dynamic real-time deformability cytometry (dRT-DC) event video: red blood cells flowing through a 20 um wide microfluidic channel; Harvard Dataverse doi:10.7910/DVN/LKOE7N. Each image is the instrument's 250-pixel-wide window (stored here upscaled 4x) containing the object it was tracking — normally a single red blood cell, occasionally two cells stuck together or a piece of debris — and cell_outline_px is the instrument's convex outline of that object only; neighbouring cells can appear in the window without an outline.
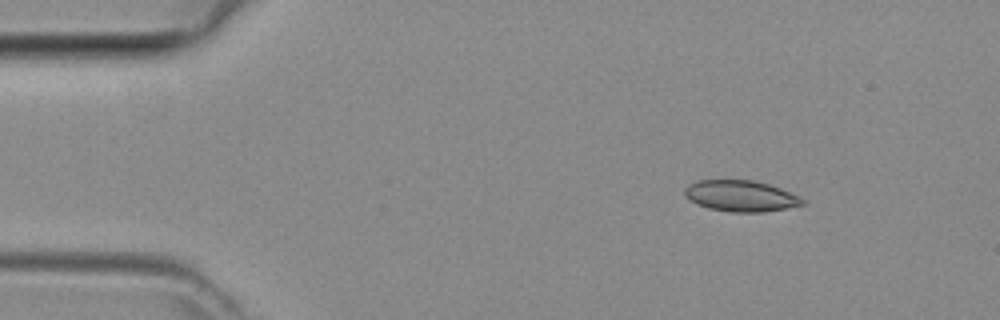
{"species": "common noctule bat (a hibernating species)", "species_latin": "Nyctalus noctula", "temperature_condition": "room temperature", "stored_images_in_passage": 41, "camera_frame_rate_fps": 3000, "um_per_image_px": 0.085, "animal": {"sex": "female", "body_mass_g": 29.2, "forearm_length_mm": 56.3}, "frame": {"image": 1, "passage_image": 1, "time_ms": 0.0, "image_size_px": [1000, 320], "cell_outline_px": [[808, 204], [764, 212], [732, 212], [708, 208], [696, 204], [684, 196], [684, 188], [688, 184], [696, 180], [752, 180], [768, 184], [780, 188], [800, 196], [808, 200]], "centroid_in_image_um": [62.99, 16.66], "position_along_channel_um": 22.0, "area_um2": 21.68}}
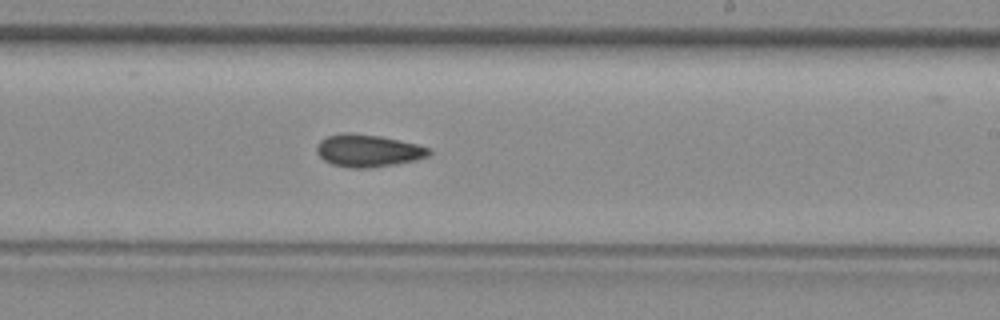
{"frame": {"image": 2, "passage_image": 22, "time_ms": 7.0, "image_size_px": [1000, 320], "cell_outline_px": [[432, 152], [428, 156], [416, 160], [396, 164], [372, 168], [348, 168], [332, 164], [324, 160], [316, 152], [316, 144], [320, 140], [328, 136], [344, 132], [352, 132], [380, 136], [416, 144], [428, 148]], "centroid_in_image_um": [31.25, 12.81], "position_along_channel_um": 257.7, "area_um2": 21.33}}
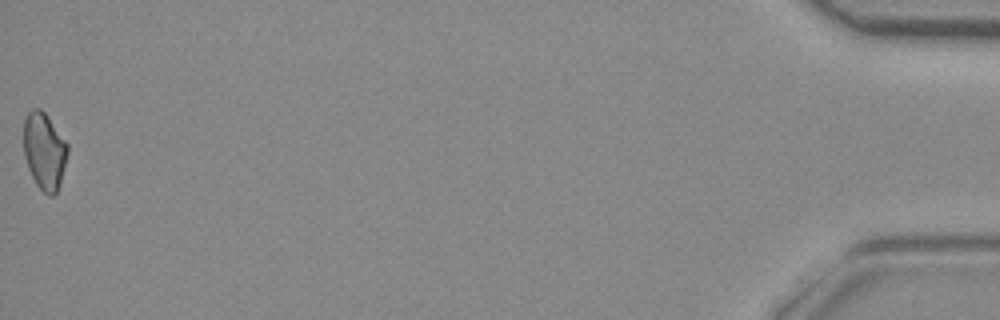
{"frame": {"image": 3, "passage_image": 41, "time_ms": 13.333, "image_size_px": [1000, 320], "cell_outline_px": [[68, 152], [60, 184], [56, 192], [52, 196], [48, 196], [36, 184], [28, 168], [24, 156], [24, 120], [28, 112], [32, 108], [40, 108], [44, 112], [68, 144]], "centroid_in_image_um": [3.76, 12.84], "position_along_channel_um": 431.4, "area_um2": 19.59}}